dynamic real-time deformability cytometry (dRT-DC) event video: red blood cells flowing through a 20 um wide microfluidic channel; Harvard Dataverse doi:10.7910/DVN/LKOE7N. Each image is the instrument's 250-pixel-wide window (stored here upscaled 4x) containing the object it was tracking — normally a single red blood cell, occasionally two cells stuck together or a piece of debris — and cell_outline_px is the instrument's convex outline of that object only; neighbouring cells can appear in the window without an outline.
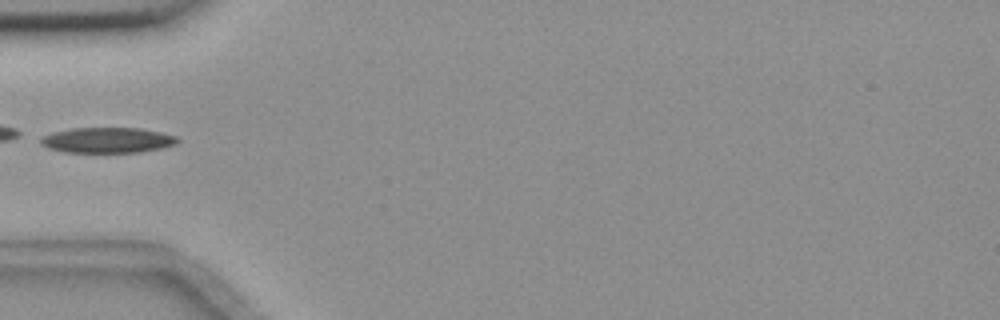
{"species": "common noctule bat (a hibernating species)", "species_latin": "Nyctalus noctula", "temperature_condition": "room temperature", "stored_images_in_passage": 6, "camera_frame_rate_fps": 3000, "um_per_image_px": 0.085, "animal": {"sex": "female", "body_mass_g": 18.4}, "frame": {"image": 1, "passage_image": 5, "time_ms": 1.333, "image_size_px": [1000, 320], "cell_outline_px": [[180, 140], [176, 144], [160, 148], [140, 152], [64, 152], [48, 148], [40, 144], [40, 136], [72, 128], [140, 128], [160, 132], [176, 136]], "centroid_in_image_um": [9.12, 11.91], "position_along_channel_um": 75.9, "area_um2": 20.23}}
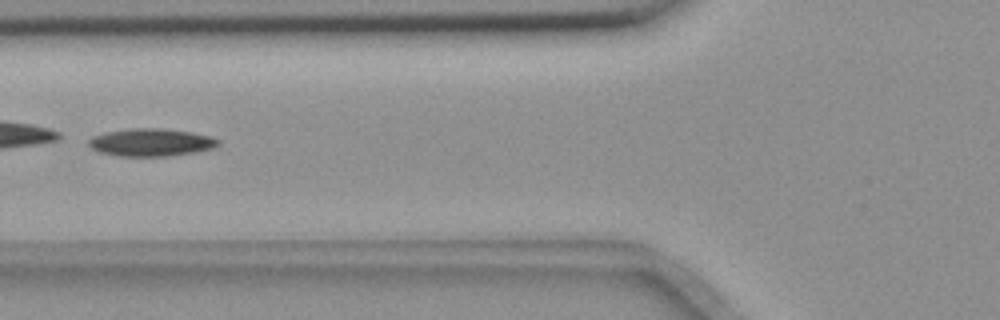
{"frame": {"image": 2, "passage_image": 6, "time_ms": 1.667, "image_size_px": [1000, 320], "cell_outline_px": [[220, 144], [212, 148], [192, 152], [168, 156], [116, 156], [100, 152], [92, 148], [88, 144], [88, 140], [92, 136], [104, 132], [132, 128], [160, 128], [192, 132], [208, 136], [220, 140]], "centroid_in_image_um": [12.8, 12.1], "position_along_channel_um": 113.0, "area_um2": 20.81}}